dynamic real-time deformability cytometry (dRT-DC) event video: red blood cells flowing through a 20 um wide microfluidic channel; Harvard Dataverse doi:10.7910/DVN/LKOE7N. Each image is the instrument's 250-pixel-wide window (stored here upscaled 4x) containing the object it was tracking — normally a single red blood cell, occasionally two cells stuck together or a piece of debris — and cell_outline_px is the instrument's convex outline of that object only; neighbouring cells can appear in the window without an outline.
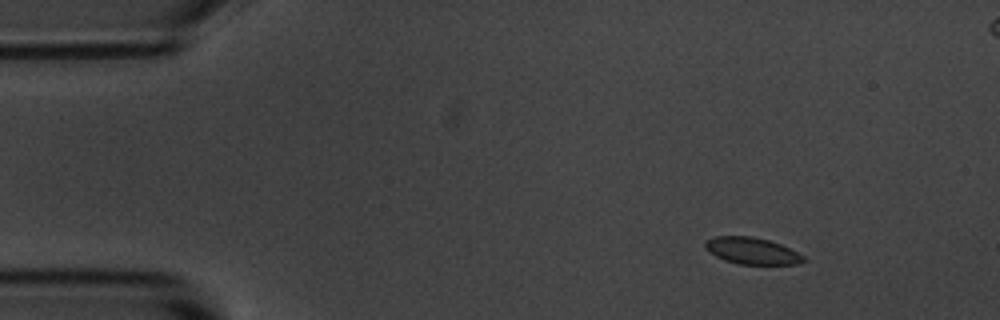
{"species": "common noctule bat (a hibernating species)", "species_latin": "Nyctalus noctula", "temperature_condition": "room temperature", "stored_images_in_passage": 5, "camera_frame_rate_fps": 3000, "um_per_image_px": 0.085, "animal": {"sex": "male", "body_mass_g": 20.1, "forearm_length_mm": 53.5}, "frame": {"image": 1, "passage_image": 2, "time_ms": 0.333, "image_size_px": [1000, 320], "cell_outline_px": [[808, 260], [800, 264], [740, 264], [724, 260], [716, 256], [704, 248], [704, 240], [716, 236], [752, 236], [768, 240], [780, 244], [804, 256]], "centroid_in_image_um": [63.9, 21.32], "position_along_channel_um": 21.1, "area_um2": 15.32}}